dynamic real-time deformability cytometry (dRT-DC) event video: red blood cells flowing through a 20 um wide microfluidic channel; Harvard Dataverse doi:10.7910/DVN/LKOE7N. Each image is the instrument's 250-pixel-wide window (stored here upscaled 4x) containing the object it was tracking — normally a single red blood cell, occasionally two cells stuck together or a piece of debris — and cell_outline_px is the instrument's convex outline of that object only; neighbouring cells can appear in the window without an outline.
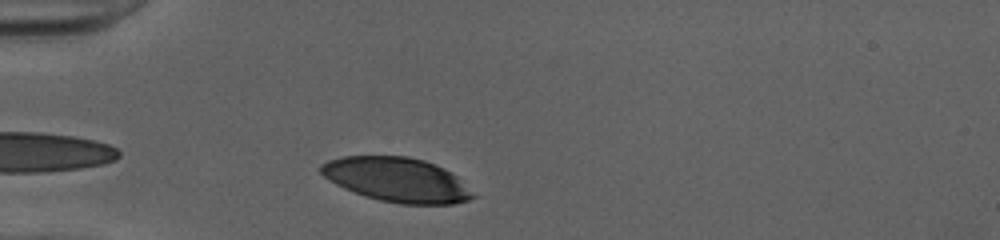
{"species": "human", "species_latin": "Homo sapiens", "temperature_condition": "cold", "stored_images_in_passage": 32, "camera_frame_rate_fps": 3000, "um_per_image_px": 0.085, "donor": {"sex": "female"}, "frame": {"image": 1, "passage_image": 4, "time_ms": 1.0, "image_size_px": [1000, 240], "cell_outline_px": [[476, 196], [468, 200], [452, 204], [400, 204], [380, 200], [364, 196], [344, 188], [336, 184], [324, 176], [320, 172], [320, 164], [328, 160], [340, 156], [408, 156], [424, 160], [444, 168], [456, 176]], "centroid_in_image_um": [33.71, 15.27], "position_along_channel_um": 51.3, "area_um2": 39.19}}
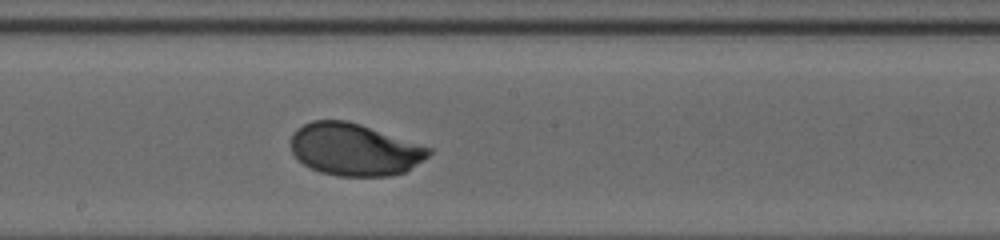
{"frame": {"image": 2, "passage_image": 18, "time_ms": 5.667, "image_size_px": [1000, 240], "cell_outline_px": [[432, 152], [424, 160], [404, 172], [388, 176], [336, 176], [320, 172], [304, 164], [292, 152], [288, 140], [296, 128], [312, 120], [348, 120], [432, 148]], "centroid_in_image_um": [30.1, 12.7], "position_along_channel_um": 218.1, "area_um2": 42.08}}
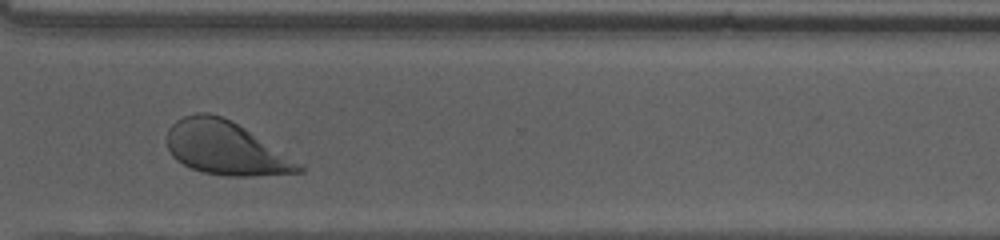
{"frame": {"image": 3, "passage_image": 28, "time_ms": 9.0, "image_size_px": [1000, 240], "cell_outline_px": [[304, 172], [252, 176], [228, 176], [200, 172], [176, 160], [172, 156], [168, 148], [168, 128], [176, 120], [184, 116], [196, 112], [208, 112], [220, 116], [244, 128], [300, 164], [304, 168]], "centroid_in_image_um": [19.11, 12.6], "position_along_channel_um": 351.5, "area_um2": 40.34}, "authors_computed_cell_mechanics": {"area_um2": 42.1073, "velocity_mm_per_s": 4.0021, "shape_relaxation_time_tau1_ms": 2.005, "shape_relaxation_time_tau2_ms": null, "deformation_change_tau1": 0.151, "deformation_change_tau2": null}}